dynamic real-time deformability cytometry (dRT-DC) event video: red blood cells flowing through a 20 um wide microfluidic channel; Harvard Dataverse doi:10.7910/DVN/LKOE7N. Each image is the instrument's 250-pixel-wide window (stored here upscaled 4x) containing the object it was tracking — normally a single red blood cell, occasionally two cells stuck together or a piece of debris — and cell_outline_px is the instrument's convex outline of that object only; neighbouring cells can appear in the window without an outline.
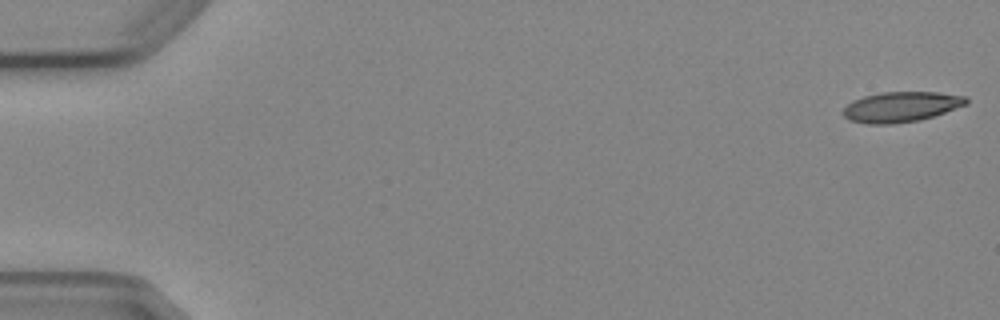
{"species": "Egyptian fruit bat (a non-hibernating species)", "species_latin": "Rousettus aegyptiacus", "temperature_condition": "cold", "stored_images_in_passage": 6, "camera_frame_rate_fps": 3000, "um_per_image_px": 0.085, "animal": {"sex": "female"}, "frame": {"image": 1, "passage_image": 1, "time_ms": 0.0, "image_size_px": [1000, 320], "cell_outline_px": [[968, 104], [920, 120], [892, 124], [868, 124], [848, 120], [844, 116], [844, 108], [852, 100], [864, 96], [884, 92], [936, 92], [968, 96]], "centroid_in_image_um": [76.6, 9.08], "position_along_channel_um": 8.4, "area_um2": 21.68}}